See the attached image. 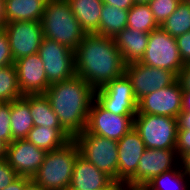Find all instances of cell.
Listing matches in <instances>:
<instances>
[{
  "label": "cell",
  "mask_w": 190,
  "mask_h": 190,
  "mask_svg": "<svg viewBox=\"0 0 190 190\" xmlns=\"http://www.w3.org/2000/svg\"><path fill=\"white\" fill-rule=\"evenodd\" d=\"M181 1L182 0H151L148 3L153 17L159 26L176 10Z\"/></svg>",
  "instance_id": "f546056e"
},
{
  "label": "cell",
  "mask_w": 190,
  "mask_h": 190,
  "mask_svg": "<svg viewBox=\"0 0 190 190\" xmlns=\"http://www.w3.org/2000/svg\"><path fill=\"white\" fill-rule=\"evenodd\" d=\"M40 22L44 37L63 44L73 51L86 35L67 0H47Z\"/></svg>",
  "instance_id": "3957f363"
},
{
  "label": "cell",
  "mask_w": 190,
  "mask_h": 190,
  "mask_svg": "<svg viewBox=\"0 0 190 190\" xmlns=\"http://www.w3.org/2000/svg\"><path fill=\"white\" fill-rule=\"evenodd\" d=\"M179 164L176 150L146 149L140 158L136 173L124 185L143 188L154 177L175 169Z\"/></svg>",
  "instance_id": "30bf717a"
},
{
  "label": "cell",
  "mask_w": 190,
  "mask_h": 190,
  "mask_svg": "<svg viewBox=\"0 0 190 190\" xmlns=\"http://www.w3.org/2000/svg\"><path fill=\"white\" fill-rule=\"evenodd\" d=\"M10 117L12 141L26 139L28 133L34 127L30 113V95H24L11 101Z\"/></svg>",
  "instance_id": "ffe728a7"
},
{
  "label": "cell",
  "mask_w": 190,
  "mask_h": 190,
  "mask_svg": "<svg viewBox=\"0 0 190 190\" xmlns=\"http://www.w3.org/2000/svg\"><path fill=\"white\" fill-rule=\"evenodd\" d=\"M128 11L103 4L99 29L94 33L105 37H115L127 27Z\"/></svg>",
  "instance_id": "cb8c5ba5"
},
{
  "label": "cell",
  "mask_w": 190,
  "mask_h": 190,
  "mask_svg": "<svg viewBox=\"0 0 190 190\" xmlns=\"http://www.w3.org/2000/svg\"><path fill=\"white\" fill-rule=\"evenodd\" d=\"M182 112H190V91H183Z\"/></svg>",
  "instance_id": "60d3db41"
},
{
  "label": "cell",
  "mask_w": 190,
  "mask_h": 190,
  "mask_svg": "<svg viewBox=\"0 0 190 190\" xmlns=\"http://www.w3.org/2000/svg\"><path fill=\"white\" fill-rule=\"evenodd\" d=\"M47 0H6V23L13 21H41Z\"/></svg>",
  "instance_id": "7402d4cb"
},
{
  "label": "cell",
  "mask_w": 190,
  "mask_h": 190,
  "mask_svg": "<svg viewBox=\"0 0 190 190\" xmlns=\"http://www.w3.org/2000/svg\"><path fill=\"white\" fill-rule=\"evenodd\" d=\"M30 113L34 126L63 128L44 94L30 95Z\"/></svg>",
  "instance_id": "484cf974"
},
{
  "label": "cell",
  "mask_w": 190,
  "mask_h": 190,
  "mask_svg": "<svg viewBox=\"0 0 190 190\" xmlns=\"http://www.w3.org/2000/svg\"><path fill=\"white\" fill-rule=\"evenodd\" d=\"M183 89L177 80L174 84L146 94L138 100L137 114L178 117L182 111Z\"/></svg>",
  "instance_id": "5bb4252c"
},
{
  "label": "cell",
  "mask_w": 190,
  "mask_h": 190,
  "mask_svg": "<svg viewBox=\"0 0 190 190\" xmlns=\"http://www.w3.org/2000/svg\"><path fill=\"white\" fill-rule=\"evenodd\" d=\"M113 181L105 172L98 170L92 163L78 155L68 190H100L108 187Z\"/></svg>",
  "instance_id": "ac0fdd59"
},
{
  "label": "cell",
  "mask_w": 190,
  "mask_h": 190,
  "mask_svg": "<svg viewBox=\"0 0 190 190\" xmlns=\"http://www.w3.org/2000/svg\"><path fill=\"white\" fill-rule=\"evenodd\" d=\"M172 37L183 35L190 31V4L182 0L176 10L160 26Z\"/></svg>",
  "instance_id": "4316f807"
},
{
  "label": "cell",
  "mask_w": 190,
  "mask_h": 190,
  "mask_svg": "<svg viewBox=\"0 0 190 190\" xmlns=\"http://www.w3.org/2000/svg\"><path fill=\"white\" fill-rule=\"evenodd\" d=\"M144 190H190V178L181 169L180 164L170 171L154 177Z\"/></svg>",
  "instance_id": "d4e9b609"
},
{
  "label": "cell",
  "mask_w": 190,
  "mask_h": 190,
  "mask_svg": "<svg viewBox=\"0 0 190 190\" xmlns=\"http://www.w3.org/2000/svg\"><path fill=\"white\" fill-rule=\"evenodd\" d=\"M47 151L26 139L12 141L7 146L6 160L10 167L23 177L33 178L44 162Z\"/></svg>",
  "instance_id": "9a60e30c"
},
{
  "label": "cell",
  "mask_w": 190,
  "mask_h": 190,
  "mask_svg": "<svg viewBox=\"0 0 190 190\" xmlns=\"http://www.w3.org/2000/svg\"><path fill=\"white\" fill-rule=\"evenodd\" d=\"M75 73L94 90L125 73V63L112 37L86 34L74 50Z\"/></svg>",
  "instance_id": "6da1fadb"
},
{
  "label": "cell",
  "mask_w": 190,
  "mask_h": 190,
  "mask_svg": "<svg viewBox=\"0 0 190 190\" xmlns=\"http://www.w3.org/2000/svg\"><path fill=\"white\" fill-rule=\"evenodd\" d=\"M133 127L145 143L146 149L175 150L178 124L173 117L136 114Z\"/></svg>",
  "instance_id": "8992f818"
},
{
  "label": "cell",
  "mask_w": 190,
  "mask_h": 190,
  "mask_svg": "<svg viewBox=\"0 0 190 190\" xmlns=\"http://www.w3.org/2000/svg\"><path fill=\"white\" fill-rule=\"evenodd\" d=\"M175 150L179 159L190 151V130H178Z\"/></svg>",
  "instance_id": "e575fe53"
},
{
  "label": "cell",
  "mask_w": 190,
  "mask_h": 190,
  "mask_svg": "<svg viewBox=\"0 0 190 190\" xmlns=\"http://www.w3.org/2000/svg\"><path fill=\"white\" fill-rule=\"evenodd\" d=\"M10 114L11 102H0V138L7 144L12 142Z\"/></svg>",
  "instance_id": "4dcf8cb0"
},
{
  "label": "cell",
  "mask_w": 190,
  "mask_h": 190,
  "mask_svg": "<svg viewBox=\"0 0 190 190\" xmlns=\"http://www.w3.org/2000/svg\"><path fill=\"white\" fill-rule=\"evenodd\" d=\"M145 143L134 127L118 141V182L124 185L137 171Z\"/></svg>",
  "instance_id": "e0dca14e"
},
{
  "label": "cell",
  "mask_w": 190,
  "mask_h": 190,
  "mask_svg": "<svg viewBox=\"0 0 190 190\" xmlns=\"http://www.w3.org/2000/svg\"><path fill=\"white\" fill-rule=\"evenodd\" d=\"M78 155L79 150L74 140L60 149L48 151L31 180L44 190H68Z\"/></svg>",
  "instance_id": "277c9868"
},
{
  "label": "cell",
  "mask_w": 190,
  "mask_h": 190,
  "mask_svg": "<svg viewBox=\"0 0 190 190\" xmlns=\"http://www.w3.org/2000/svg\"><path fill=\"white\" fill-rule=\"evenodd\" d=\"M124 185L120 182L113 181L108 187L100 189V190H122Z\"/></svg>",
  "instance_id": "b9f144b4"
},
{
  "label": "cell",
  "mask_w": 190,
  "mask_h": 190,
  "mask_svg": "<svg viewBox=\"0 0 190 190\" xmlns=\"http://www.w3.org/2000/svg\"><path fill=\"white\" fill-rule=\"evenodd\" d=\"M6 24L4 4L0 3V25L4 27Z\"/></svg>",
  "instance_id": "ee69618b"
},
{
  "label": "cell",
  "mask_w": 190,
  "mask_h": 190,
  "mask_svg": "<svg viewBox=\"0 0 190 190\" xmlns=\"http://www.w3.org/2000/svg\"><path fill=\"white\" fill-rule=\"evenodd\" d=\"M38 54L44 63L50 85L70 79L76 75L74 51L69 47L43 37Z\"/></svg>",
  "instance_id": "ba28073f"
},
{
  "label": "cell",
  "mask_w": 190,
  "mask_h": 190,
  "mask_svg": "<svg viewBox=\"0 0 190 190\" xmlns=\"http://www.w3.org/2000/svg\"><path fill=\"white\" fill-rule=\"evenodd\" d=\"M122 190H128V186H125V185H124V187H123Z\"/></svg>",
  "instance_id": "c3c4849f"
},
{
  "label": "cell",
  "mask_w": 190,
  "mask_h": 190,
  "mask_svg": "<svg viewBox=\"0 0 190 190\" xmlns=\"http://www.w3.org/2000/svg\"><path fill=\"white\" fill-rule=\"evenodd\" d=\"M31 178L19 176L13 183L2 190H25Z\"/></svg>",
  "instance_id": "8d00e7d4"
},
{
  "label": "cell",
  "mask_w": 190,
  "mask_h": 190,
  "mask_svg": "<svg viewBox=\"0 0 190 190\" xmlns=\"http://www.w3.org/2000/svg\"><path fill=\"white\" fill-rule=\"evenodd\" d=\"M19 175L10 167L6 157L0 158V190L13 183Z\"/></svg>",
  "instance_id": "1f68e13d"
},
{
  "label": "cell",
  "mask_w": 190,
  "mask_h": 190,
  "mask_svg": "<svg viewBox=\"0 0 190 190\" xmlns=\"http://www.w3.org/2000/svg\"><path fill=\"white\" fill-rule=\"evenodd\" d=\"M127 27L150 33L159 27L148 4H134L128 11Z\"/></svg>",
  "instance_id": "83f0119b"
},
{
  "label": "cell",
  "mask_w": 190,
  "mask_h": 190,
  "mask_svg": "<svg viewBox=\"0 0 190 190\" xmlns=\"http://www.w3.org/2000/svg\"><path fill=\"white\" fill-rule=\"evenodd\" d=\"M8 144L0 138V158L6 157Z\"/></svg>",
  "instance_id": "7bdbcfd3"
},
{
  "label": "cell",
  "mask_w": 190,
  "mask_h": 190,
  "mask_svg": "<svg viewBox=\"0 0 190 190\" xmlns=\"http://www.w3.org/2000/svg\"><path fill=\"white\" fill-rule=\"evenodd\" d=\"M135 115H116L104 109L95 99L88 114L85 131L119 141L133 128Z\"/></svg>",
  "instance_id": "7c38bea8"
},
{
  "label": "cell",
  "mask_w": 190,
  "mask_h": 190,
  "mask_svg": "<svg viewBox=\"0 0 190 190\" xmlns=\"http://www.w3.org/2000/svg\"><path fill=\"white\" fill-rule=\"evenodd\" d=\"M181 169L189 176L190 178V151L186 152L180 158Z\"/></svg>",
  "instance_id": "ab89813d"
},
{
  "label": "cell",
  "mask_w": 190,
  "mask_h": 190,
  "mask_svg": "<svg viewBox=\"0 0 190 190\" xmlns=\"http://www.w3.org/2000/svg\"><path fill=\"white\" fill-rule=\"evenodd\" d=\"M23 97L19 85L15 64L0 68V102H11Z\"/></svg>",
  "instance_id": "f1b7e54d"
},
{
  "label": "cell",
  "mask_w": 190,
  "mask_h": 190,
  "mask_svg": "<svg viewBox=\"0 0 190 190\" xmlns=\"http://www.w3.org/2000/svg\"><path fill=\"white\" fill-rule=\"evenodd\" d=\"M128 190H144L143 188H133L128 186Z\"/></svg>",
  "instance_id": "7dc6e473"
},
{
  "label": "cell",
  "mask_w": 190,
  "mask_h": 190,
  "mask_svg": "<svg viewBox=\"0 0 190 190\" xmlns=\"http://www.w3.org/2000/svg\"><path fill=\"white\" fill-rule=\"evenodd\" d=\"M178 81L183 91H190V63L185 64L178 74Z\"/></svg>",
  "instance_id": "d590c367"
},
{
  "label": "cell",
  "mask_w": 190,
  "mask_h": 190,
  "mask_svg": "<svg viewBox=\"0 0 190 190\" xmlns=\"http://www.w3.org/2000/svg\"><path fill=\"white\" fill-rule=\"evenodd\" d=\"M26 140L48 152L64 147L73 137L64 128L34 126Z\"/></svg>",
  "instance_id": "44dd1931"
},
{
  "label": "cell",
  "mask_w": 190,
  "mask_h": 190,
  "mask_svg": "<svg viewBox=\"0 0 190 190\" xmlns=\"http://www.w3.org/2000/svg\"><path fill=\"white\" fill-rule=\"evenodd\" d=\"M79 155L118 182V141L85 130L73 137Z\"/></svg>",
  "instance_id": "5b68a950"
},
{
  "label": "cell",
  "mask_w": 190,
  "mask_h": 190,
  "mask_svg": "<svg viewBox=\"0 0 190 190\" xmlns=\"http://www.w3.org/2000/svg\"><path fill=\"white\" fill-rule=\"evenodd\" d=\"M103 4H108L124 10H130L135 4L134 0H102Z\"/></svg>",
  "instance_id": "74e56055"
},
{
  "label": "cell",
  "mask_w": 190,
  "mask_h": 190,
  "mask_svg": "<svg viewBox=\"0 0 190 190\" xmlns=\"http://www.w3.org/2000/svg\"><path fill=\"white\" fill-rule=\"evenodd\" d=\"M139 62L146 66L168 69L177 76L185 65L180 57L176 38L160 26L150 32L147 48Z\"/></svg>",
  "instance_id": "52a82bcc"
},
{
  "label": "cell",
  "mask_w": 190,
  "mask_h": 190,
  "mask_svg": "<svg viewBox=\"0 0 190 190\" xmlns=\"http://www.w3.org/2000/svg\"><path fill=\"white\" fill-rule=\"evenodd\" d=\"M149 36L150 33L126 27L113 37L125 64L139 62L142 59L148 45Z\"/></svg>",
  "instance_id": "d6986e66"
},
{
  "label": "cell",
  "mask_w": 190,
  "mask_h": 190,
  "mask_svg": "<svg viewBox=\"0 0 190 190\" xmlns=\"http://www.w3.org/2000/svg\"><path fill=\"white\" fill-rule=\"evenodd\" d=\"M74 16L86 34H94L99 29L102 0H67Z\"/></svg>",
  "instance_id": "603a6c76"
},
{
  "label": "cell",
  "mask_w": 190,
  "mask_h": 190,
  "mask_svg": "<svg viewBox=\"0 0 190 190\" xmlns=\"http://www.w3.org/2000/svg\"><path fill=\"white\" fill-rule=\"evenodd\" d=\"M44 95L61 126L72 136L82 133L87 124L95 90L80 76L51 84Z\"/></svg>",
  "instance_id": "7a4b0ae2"
},
{
  "label": "cell",
  "mask_w": 190,
  "mask_h": 190,
  "mask_svg": "<svg viewBox=\"0 0 190 190\" xmlns=\"http://www.w3.org/2000/svg\"><path fill=\"white\" fill-rule=\"evenodd\" d=\"M5 1H6V0H0V3H3V4H5Z\"/></svg>",
  "instance_id": "681fc988"
},
{
  "label": "cell",
  "mask_w": 190,
  "mask_h": 190,
  "mask_svg": "<svg viewBox=\"0 0 190 190\" xmlns=\"http://www.w3.org/2000/svg\"><path fill=\"white\" fill-rule=\"evenodd\" d=\"M125 74L131 81L137 101L146 94L170 86L178 80V76L168 69L146 66L140 62L126 64Z\"/></svg>",
  "instance_id": "8fae6325"
},
{
  "label": "cell",
  "mask_w": 190,
  "mask_h": 190,
  "mask_svg": "<svg viewBox=\"0 0 190 190\" xmlns=\"http://www.w3.org/2000/svg\"><path fill=\"white\" fill-rule=\"evenodd\" d=\"M14 64L17 70L18 85L23 96L45 93L50 84L44 63L38 53L20 58Z\"/></svg>",
  "instance_id": "2e32d148"
},
{
  "label": "cell",
  "mask_w": 190,
  "mask_h": 190,
  "mask_svg": "<svg viewBox=\"0 0 190 190\" xmlns=\"http://www.w3.org/2000/svg\"><path fill=\"white\" fill-rule=\"evenodd\" d=\"M151 0H134L135 4H148Z\"/></svg>",
  "instance_id": "bcb514c9"
},
{
  "label": "cell",
  "mask_w": 190,
  "mask_h": 190,
  "mask_svg": "<svg viewBox=\"0 0 190 190\" xmlns=\"http://www.w3.org/2000/svg\"><path fill=\"white\" fill-rule=\"evenodd\" d=\"M95 100L107 111L116 115H136L138 101L131 81L124 73L95 90Z\"/></svg>",
  "instance_id": "9c48e42d"
},
{
  "label": "cell",
  "mask_w": 190,
  "mask_h": 190,
  "mask_svg": "<svg viewBox=\"0 0 190 190\" xmlns=\"http://www.w3.org/2000/svg\"><path fill=\"white\" fill-rule=\"evenodd\" d=\"M179 54L184 64L190 63V31L176 37Z\"/></svg>",
  "instance_id": "836d02e7"
},
{
  "label": "cell",
  "mask_w": 190,
  "mask_h": 190,
  "mask_svg": "<svg viewBox=\"0 0 190 190\" xmlns=\"http://www.w3.org/2000/svg\"><path fill=\"white\" fill-rule=\"evenodd\" d=\"M14 64V59L10 50L8 37L4 30L0 32V68Z\"/></svg>",
  "instance_id": "d6a6232c"
},
{
  "label": "cell",
  "mask_w": 190,
  "mask_h": 190,
  "mask_svg": "<svg viewBox=\"0 0 190 190\" xmlns=\"http://www.w3.org/2000/svg\"><path fill=\"white\" fill-rule=\"evenodd\" d=\"M14 62L20 58L38 53L43 40L41 22L13 21L4 25Z\"/></svg>",
  "instance_id": "4fadbf2b"
},
{
  "label": "cell",
  "mask_w": 190,
  "mask_h": 190,
  "mask_svg": "<svg viewBox=\"0 0 190 190\" xmlns=\"http://www.w3.org/2000/svg\"><path fill=\"white\" fill-rule=\"evenodd\" d=\"M25 190H44L40 185L34 183L32 180L26 185Z\"/></svg>",
  "instance_id": "f6af8a7d"
},
{
  "label": "cell",
  "mask_w": 190,
  "mask_h": 190,
  "mask_svg": "<svg viewBox=\"0 0 190 190\" xmlns=\"http://www.w3.org/2000/svg\"><path fill=\"white\" fill-rule=\"evenodd\" d=\"M178 130H190V112H180L177 117Z\"/></svg>",
  "instance_id": "f35d334b"
}]
</instances>
